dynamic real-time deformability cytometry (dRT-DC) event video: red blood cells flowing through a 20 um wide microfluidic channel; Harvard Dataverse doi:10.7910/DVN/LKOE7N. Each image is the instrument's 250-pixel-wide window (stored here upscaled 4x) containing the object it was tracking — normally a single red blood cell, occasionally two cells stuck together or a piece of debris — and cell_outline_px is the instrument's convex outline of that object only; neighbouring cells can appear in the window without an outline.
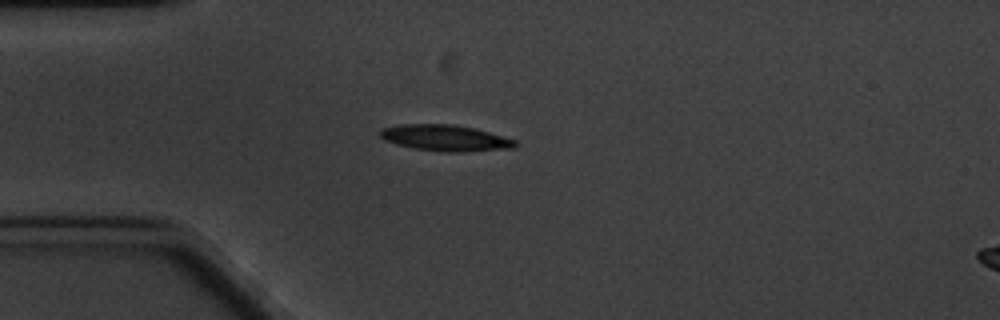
{"species": "common noctule bat (a hibernating species)", "species_latin": "Nyctalus noctula", "temperature_condition": "cold", "stored_images_in_passage": 7, "camera_frame_rate_fps": 3000, "um_per_image_px": 0.085, "animal": {"sex": "male", "body_mass_g": 20.1, "forearm_length_mm": 53.5}, "frame": {"image": 1, "passage_image": 3, "time_ms": 2.333, "image_size_px": [1000, 320], "cell_outline_px": [[520, 144], [516, 148], [460, 152], [448, 152], [412, 148], [396, 144], [384, 140], [380, 136], [380, 132], [384, 128], [400, 124], [452, 124], [476, 128], [504, 136], [516, 140]], "centroid_in_image_um": [37.92, 11.73], "position_along_channel_um": 47.1, "area_um2": 20.75}}